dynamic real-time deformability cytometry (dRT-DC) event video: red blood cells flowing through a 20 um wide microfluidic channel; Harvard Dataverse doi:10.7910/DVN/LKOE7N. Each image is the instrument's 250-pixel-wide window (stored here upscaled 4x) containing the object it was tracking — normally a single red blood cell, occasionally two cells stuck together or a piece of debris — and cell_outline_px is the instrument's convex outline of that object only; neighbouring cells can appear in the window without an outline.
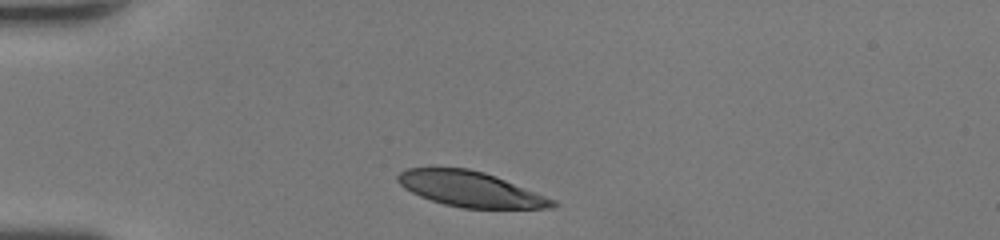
{"species": "human", "species_latin": "Homo sapiens", "temperature_condition": "room temperature", "stored_images_in_passage": 29, "camera_frame_rate_fps": 3000, "um_per_image_px": 0.085, "donor": {"sex": "female"}, "frame": {"image": 1, "passage_image": 1, "time_ms": 0.0, "image_size_px": [1000, 240], "cell_outline_px": [[560, 204], [552, 208], [464, 208], [444, 204], [420, 196], [404, 188], [396, 180], [396, 176], [400, 172], [408, 168], [468, 168], [484, 172], [496, 176], [556, 200]], "centroid_in_image_um": [40.0, 16.07], "position_along_channel_um": 45.0, "area_um2": 31.67}}
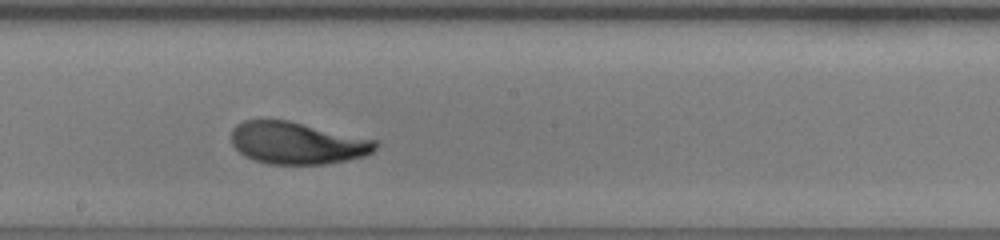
{"frame": {"image": 2, "passage_image": 16, "time_ms": 5.0, "image_size_px": [1000, 240], "cell_outline_px": [[380, 144], [372, 152], [364, 156], [324, 164], [268, 164], [252, 160], [244, 156], [232, 144], [232, 128], [236, 124], [244, 120], [288, 120], [376, 140]], "centroid_in_image_um": [25.24, 12.16], "position_along_channel_um": 223.0, "area_um2": 35.32}}
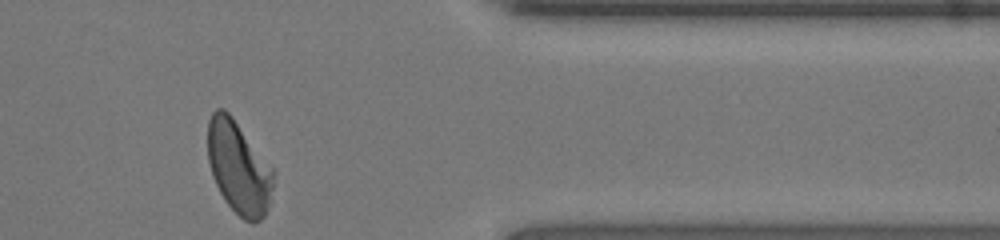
{"frame": {"image": 3, "passage_image": 29, "time_ms": 9.333, "image_size_px": [1000, 240], "cell_outline_px": [[276, 172], [268, 204], [264, 216], [260, 220], [252, 224], [244, 220], [224, 200], [212, 176], [208, 160], [208, 120], [212, 112], [216, 108], [224, 108], [232, 116]], "centroid_in_image_um": [20.28, 14.23], "position_along_channel_um": 391.1, "area_um2": 35.37}, "authors_computed_cell_mechanics": {"area_um2": 35.7782, "velocity_mm_per_s": 4.2354, "shape_relaxation_time_tau1_ms": 3.5772, "shape_relaxation_time_tau2_ms": 0.7099, "deformation_change_tau1": 0.1623, "deformation_change_tau2": 0.057}}